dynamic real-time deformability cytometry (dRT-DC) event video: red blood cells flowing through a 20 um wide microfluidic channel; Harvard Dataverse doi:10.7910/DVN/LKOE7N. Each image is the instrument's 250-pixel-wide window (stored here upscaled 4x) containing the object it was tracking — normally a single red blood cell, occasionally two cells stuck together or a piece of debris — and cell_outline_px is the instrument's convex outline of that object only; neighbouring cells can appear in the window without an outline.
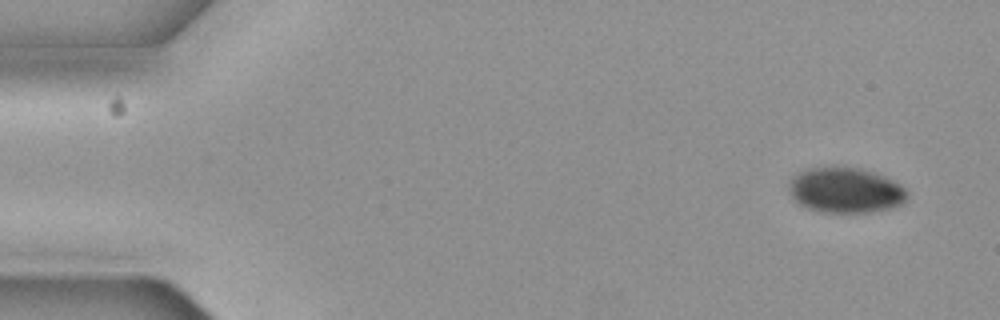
{"species": "common noctule bat (a hibernating species)", "species_latin": "Nyctalus noctula", "temperature_condition": "cold", "stored_images_in_passage": 4, "camera_frame_rate_fps": 3000, "um_per_image_px": 0.085, "animal": {"sex": "female", "body_mass_g": 19.3, "forearm_length_mm": 54.1}, "frame": {"image": 1, "passage_image": 1, "time_ms": 0.0, "image_size_px": [1000, 320], "cell_outline_px": [[908, 196], [904, 204], [896, 208], [872, 212], [820, 212], [808, 208], [800, 204], [792, 196], [788, 188], [792, 180], [804, 168], [824, 164], [840, 164], [864, 168], [876, 172], [892, 180], [904, 188]], "centroid_in_image_um": [71.89, 16.12], "position_along_channel_um": 13.1, "area_um2": 32.25}}